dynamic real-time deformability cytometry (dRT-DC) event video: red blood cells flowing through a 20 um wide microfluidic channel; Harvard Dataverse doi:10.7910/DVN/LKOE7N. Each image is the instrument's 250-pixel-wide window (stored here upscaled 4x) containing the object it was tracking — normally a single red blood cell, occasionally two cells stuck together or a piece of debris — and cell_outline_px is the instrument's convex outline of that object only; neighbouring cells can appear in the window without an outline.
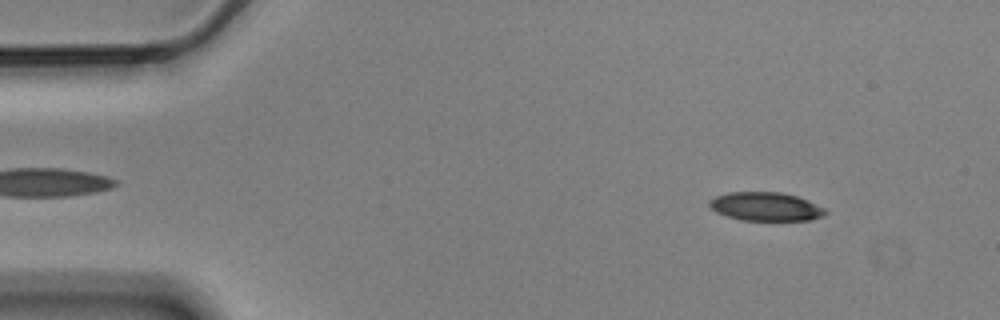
{"species": "Egyptian fruit bat (a non-hibernating species)", "species_latin": "Rousettus aegyptiacus", "temperature_condition": "cold", "stored_images_in_passage": 56, "camera_frame_rate_fps": 3000, "um_per_image_px": 0.085, "animal": {"sex": "male"}, "frame": {"image": 1, "passage_image": 6, "time_ms": 1.667, "image_size_px": [1000, 320], "cell_outline_px": [[828, 212], [824, 216], [808, 220], [740, 220], [716, 212], [708, 204], [708, 200], [716, 196], [728, 192], [780, 192], [796, 196], [824, 208]], "centroid_in_image_um": [65.06, 17.56], "position_along_channel_um": 19.9, "area_um2": 19.19}}
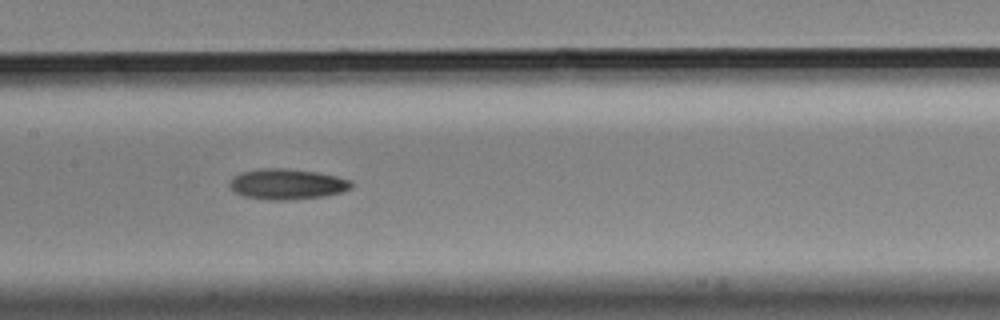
{"frame": {"image": 2, "passage_image": 27, "time_ms": 8.667, "image_size_px": [1000, 320], "cell_outline_px": [[352, 188], [340, 192], [324, 196], [292, 200], [268, 200], [244, 196], [236, 192], [228, 184], [228, 180], [232, 176], [240, 172], [260, 168], [288, 168], [316, 172], [336, 176], [352, 180]], "centroid_in_image_um": [24.37, 15.64], "position_along_channel_um": 183.0, "area_um2": 21.91}}
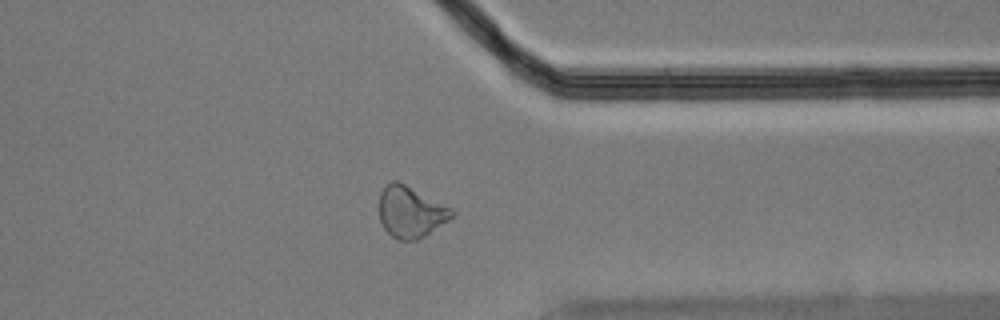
{"frame": {"image": 3, "passage_image": 44, "time_ms": 14.333, "image_size_px": [1000, 320], "cell_outline_px": [[456, 216], [424, 236], [416, 240], [400, 240], [392, 236], [384, 228], [380, 220], [380, 192], [392, 180], [396, 180], [452, 208], [456, 212]], "centroid_in_image_um": [34.93, 18.03], "position_along_channel_um": 376.5, "area_um2": 21.5}}